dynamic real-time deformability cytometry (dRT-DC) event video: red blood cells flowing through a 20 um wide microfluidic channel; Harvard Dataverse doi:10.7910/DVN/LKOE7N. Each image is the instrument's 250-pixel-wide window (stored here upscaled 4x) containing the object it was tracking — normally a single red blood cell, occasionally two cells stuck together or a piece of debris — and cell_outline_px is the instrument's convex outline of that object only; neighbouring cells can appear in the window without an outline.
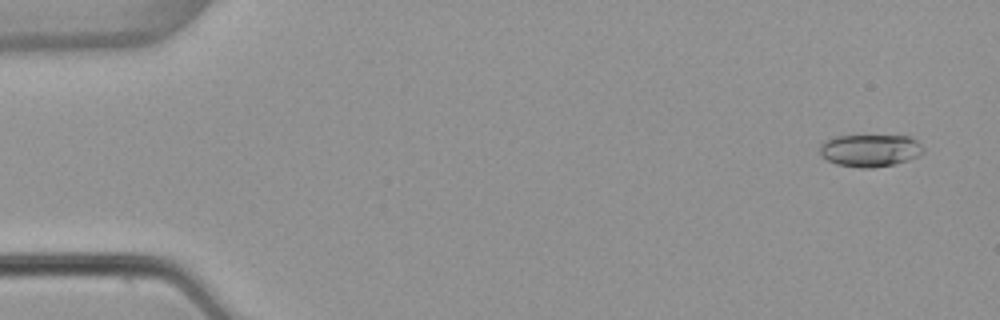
{"species": "common noctule bat (a hibernating species)", "species_latin": "Nyctalus noctula", "temperature_condition": "warm", "stored_images_in_passage": 53, "camera_frame_rate_fps": 3000, "um_per_image_px": 0.085, "animal": {"sex": "female", "body_mass_g": 22.7, "forearm_length_mm": 54.2}, "frame": {"image": 1, "passage_image": 3, "time_ms": 0.667, "image_size_px": [1000, 320], "cell_outline_px": [[924, 152], [920, 156], [908, 160], [892, 164], [872, 168], [860, 168], [836, 164], [820, 156], [820, 144], [836, 136], [908, 136], [916, 140], [924, 148]], "centroid_in_image_um": [73.97, 12.79], "position_along_channel_um": 11.0, "area_um2": 19.48}}
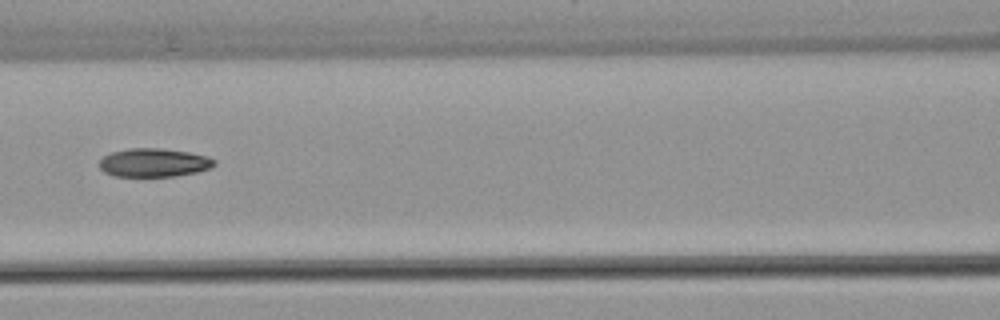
{"frame": {"image": 2, "passage_image": 24, "time_ms": 7.667, "image_size_px": [1000, 320], "cell_outline_px": [[216, 164], [212, 168], [196, 172], [176, 176], [112, 176], [104, 172], [100, 168], [100, 160], [104, 156], [112, 152], [128, 148], [160, 148], [188, 152], [208, 156], [216, 160]], "centroid_in_image_um": [13.1, 13.82], "position_along_channel_um": 153.5, "area_um2": 19.19}}
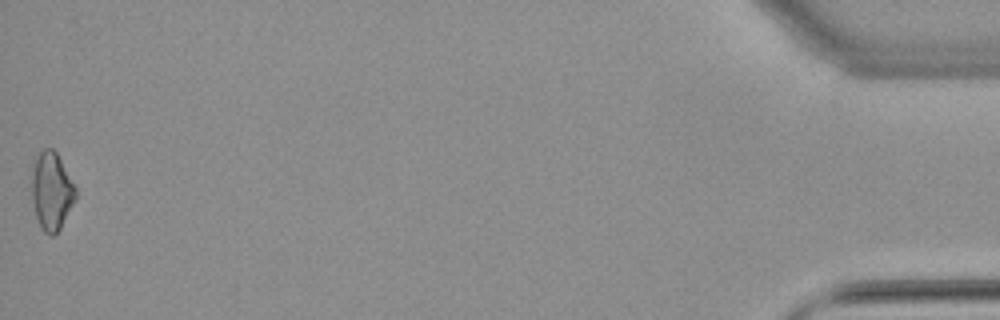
{"frame": {"image": 3, "passage_image": 53, "time_ms": 17.333, "image_size_px": [1000, 320], "cell_outline_px": [[76, 200], [60, 228], [52, 236], [48, 236], [40, 228], [36, 216], [32, 200], [32, 164], [36, 156], [44, 148], [52, 148], [56, 152], [76, 188]], "centroid_in_image_um": [4.37, 16.25], "position_along_channel_um": 430.8, "area_um2": 19.94}, "authors_computed_cell_mechanics": {"area_um2": 19.1896, "velocity_mm_per_s": 3.9017, "shape_relaxation_time_tau1_ms": 9.5722, "shape_relaxation_time_tau2_ms": 4.2707, "deformation_change_tau1": 0.2326, "deformation_change_tau2": 0.1216}}